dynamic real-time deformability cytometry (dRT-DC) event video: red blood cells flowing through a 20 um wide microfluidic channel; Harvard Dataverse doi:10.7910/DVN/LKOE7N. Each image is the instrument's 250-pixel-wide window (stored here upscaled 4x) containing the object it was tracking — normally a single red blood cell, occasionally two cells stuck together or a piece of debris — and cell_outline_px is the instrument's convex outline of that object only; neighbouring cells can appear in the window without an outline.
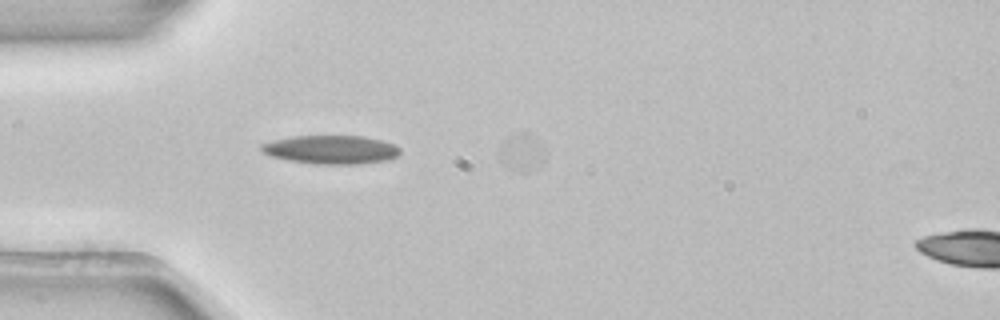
{"species": "common noctule bat (a hibernating species)", "species_latin": "Nyctalus noctula", "temperature_condition": "room temperature", "stored_images_in_passage": 5, "segment_of_instrument_passage": [1, 2], "camera_frame_rate_fps": 3000, "um_per_image_px": 0.085, "animal": {"sex": "female", "body_mass_g": 22.7, "forearm_length_mm": 54.2}, "frame": {"image": 1, "passage_image": 4, "time_ms": 1.0, "image_size_px": [1000, 320], "cell_outline_px": [[400, 152], [396, 156], [384, 160], [360, 164], [316, 164], [288, 160], [268, 156], [260, 148], [260, 144], [272, 140], [292, 136], [364, 136], [396, 144], [400, 148]], "centroid_in_image_um": [28.11, 12.71], "position_along_channel_um": 56.9, "area_um2": 23.18}}